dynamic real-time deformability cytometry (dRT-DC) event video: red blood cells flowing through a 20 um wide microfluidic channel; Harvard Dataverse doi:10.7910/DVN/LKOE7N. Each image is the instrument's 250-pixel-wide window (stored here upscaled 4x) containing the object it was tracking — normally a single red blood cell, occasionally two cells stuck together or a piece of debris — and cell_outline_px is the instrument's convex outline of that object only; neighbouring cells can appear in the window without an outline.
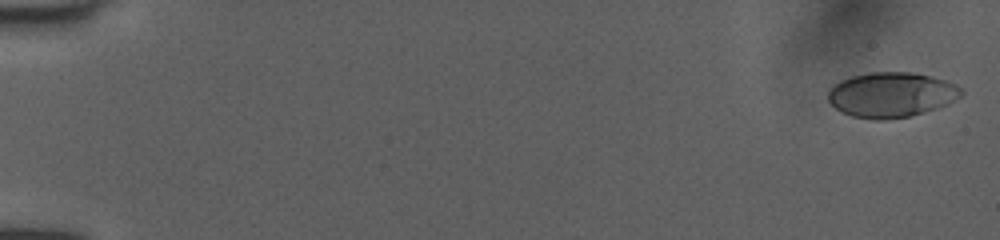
{"species": "human", "species_latin": "Homo sapiens", "temperature_condition": "room temperature", "stored_images_in_passage": 53, "camera_frame_rate_fps": 3000, "um_per_image_px": 0.085, "donor": {"sex": "female"}, "frame": {"image": 1, "passage_image": 2, "time_ms": 0.333, "image_size_px": [1000, 240], "cell_outline_px": [[964, 92], [960, 96], [948, 104], [912, 116], [884, 120], [876, 120], [852, 116], [840, 112], [828, 100], [828, 92], [832, 84], [840, 80], [852, 76], [872, 72], [908, 72], [932, 76], [956, 84]], "centroid_in_image_um": [75.74, 8.06], "position_along_channel_um": 9.3, "area_um2": 35.08}}
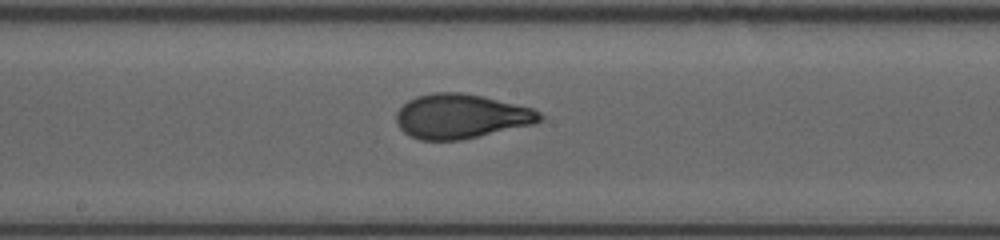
{"frame": {"image": 2, "passage_image": 30, "time_ms": 9.667, "image_size_px": [1000, 240], "cell_outline_px": [[544, 120], [536, 124], [460, 140], [420, 140], [408, 136], [396, 124], [396, 112], [408, 100], [416, 96], [432, 92], [460, 92], [484, 96], [532, 108], [540, 112], [544, 116]], "centroid_in_image_um": [39.2, 9.88], "position_along_channel_um": 209.0, "area_um2": 37.57}}
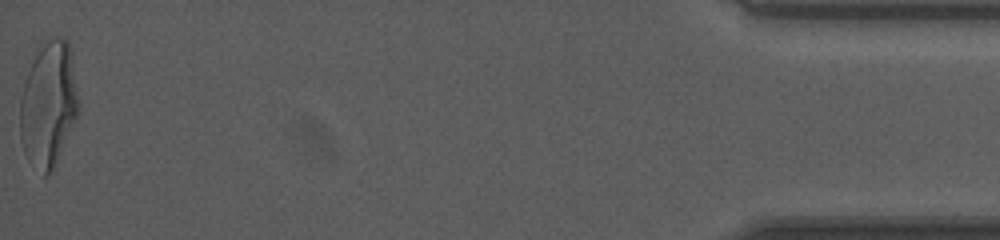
{"frame": {"image": 3, "passage_image": 53, "time_ms": 17.333, "image_size_px": [1000, 240], "cell_outline_px": [[80, 108], [52, 168], [44, 176], [28, 160], [24, 152], [20, 140], [20, 100], [24, 84], [28, 72], [40, 40], [68, 40], [72, 52]], "centroid_in_image_um": [4.11, 8.8], "position_along_channel_um": 431.1, "area_um2": 42.19}, "authors_computed_cell_mechanics": {"area_um2": 36.125, "velocity_mm_per_s": 4.0282, "shape_relaxation_time_tau1_ms": 6.1795, "shape_relaxation_time_tau2_ms": 0.7195, "deformation_change_tau1": 0.2264, "deformation_change_tau2": 0.0707}}